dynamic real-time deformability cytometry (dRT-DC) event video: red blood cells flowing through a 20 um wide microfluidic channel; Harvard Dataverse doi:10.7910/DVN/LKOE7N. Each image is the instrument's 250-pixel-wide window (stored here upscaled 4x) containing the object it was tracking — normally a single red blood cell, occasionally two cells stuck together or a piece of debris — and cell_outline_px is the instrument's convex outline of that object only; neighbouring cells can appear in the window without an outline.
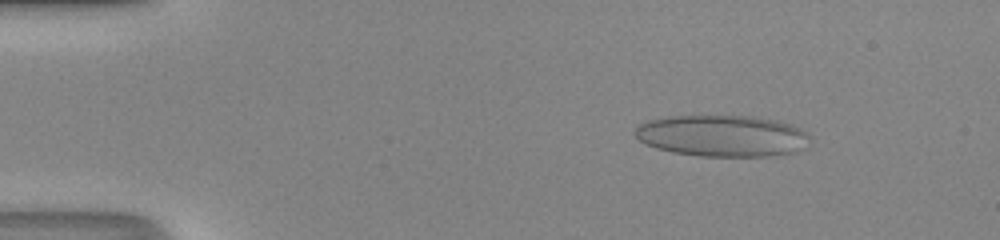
{"species": "human", "species_latin": "Homo sapiens", "temperature_condition": "room temperature", "stored_images_in_passage": 50, "camera_frame_rate_fps": 3000, "um_per_image_px": 0.085, "donor": {"sex": "male"}, "frame": {"image": 1, "passage_image": 7, "time_ms": 2.0, "image_size_px": [1000, 240], "cell_outline_px": [[804, 132], [788, 152], [764, 156], [700, 156], [672, 152], [656, 148], [640, 140], [636, 136], [636, 128], [640, 124], [652, 120], [676, 116], [748, 116], [788, 124]], "centroid_in_image_um": [61.13, 11.54], "position_along_channel_um": 23.9, "area_um2": 39.88}}
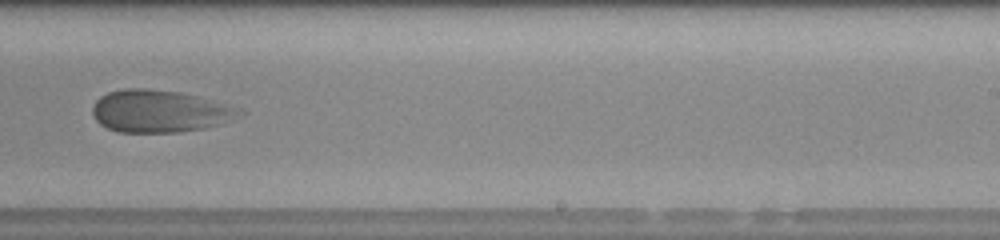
{"frame": {"image": 2, "passage_image": 32, "time_ms": 10.333, "image_size_px": [1000, 240], "cell_outline_px": [[232, 112], [216, 124], [204, 128], [180, 132], [120, 132], [108, 128], [100, 124], [96, 120], [92, 112], [92, 108], [96, 100], [100, 96], [108, 92], [124, 88], [144, 88], [180, 92], [196, 96], [228, 108]], "centroid_in_image_um": [13.24, 9.45], "position_along_channel_um": 275.8, "area_um2": 34.33}}
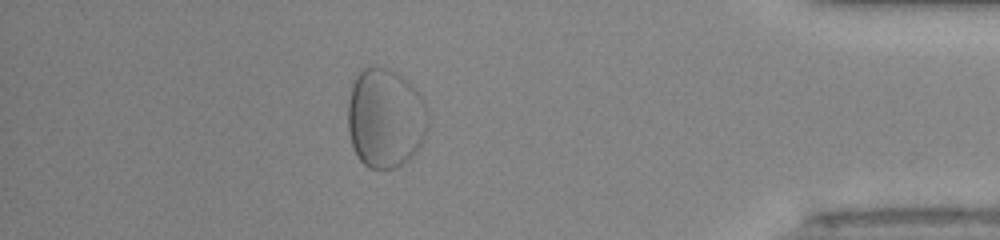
{"frame": {"image": 3, "passage_image": 44, "time_ms": 14.333, "image_size_px": [1000, 240], "cell_outline_px": [[428, 128], [424, 140], [416, 152], [408, 160], [392, 168], [368, 168], [356, 156], [352, 148], [348, 132], [348, 100], [352, 84], [356, 76], [364, 68], [388, 68], [404, 76], [408, 80], [420, 96], [428, 112]], "centroid_in_image_um": [32.75, 10.06], "position_along_channel_um": 402.5, "area_um2": 46.76}}